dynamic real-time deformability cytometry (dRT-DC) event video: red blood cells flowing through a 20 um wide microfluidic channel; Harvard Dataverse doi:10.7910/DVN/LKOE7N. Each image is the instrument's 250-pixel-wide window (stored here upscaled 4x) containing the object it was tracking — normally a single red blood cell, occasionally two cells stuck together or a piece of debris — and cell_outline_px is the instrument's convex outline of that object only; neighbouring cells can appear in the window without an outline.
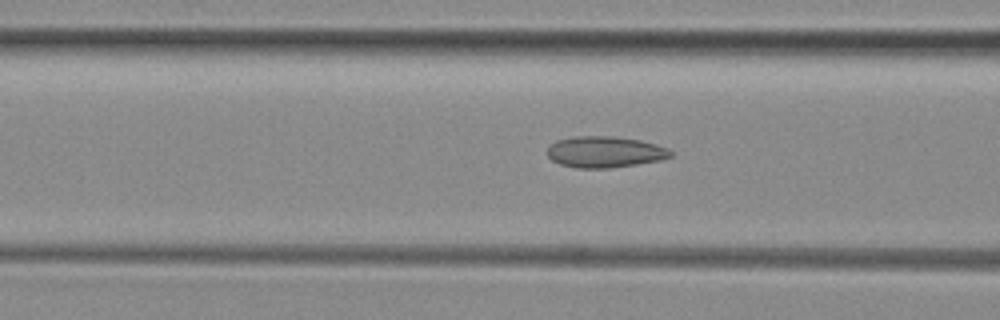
{"species": "common noctule bat (a hibernating species)", "species_latin": "Nyctalus noctula", "temperature_condition": "room temperature", "stored_images_in_passage": 52, "camera_frame_rate_fps": 3000, "um_per_image_px": 0.085, "animal": {"sex": "female", "body_mass_g": 29.2, "forearm_length_mm": 56.3}, "frame": {"image": 1, "passage_image": 20, "time_ms": 6.333, "image_size_px": [1000, 320], "cell_outline_px": [[672, 156], [660, 160], [636, 164], [608, 168], [576, 168], [560, 164], [552, 160], [548, 156], [548, 148], [556, 140], [572, 136], [616, 136], [640, 140], [656, 144], [668, 148], [672, 152]], "centroid_in_image_um": [51.41, 12.91], "position_along_channel_um": 115.2, "area_um2": 22.48}}
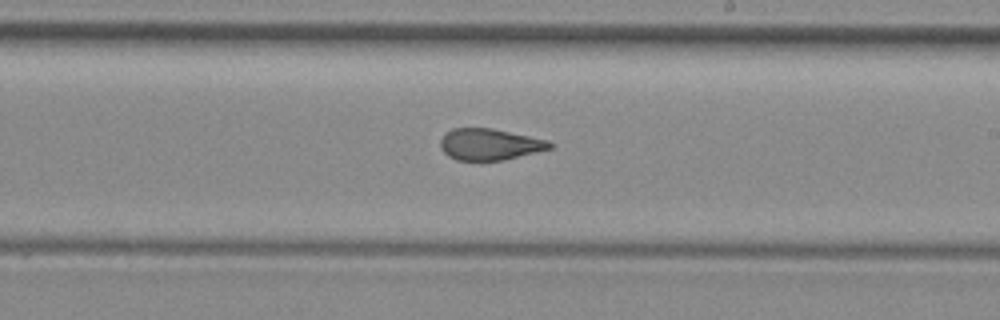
{"frame": {"image": 2, "passage_image": 30, "time_ms": 9.667, "image_size_px": [1000, 320], "cell_outline_px": [[552, 148], [504, 160], [456, 160], [448, 156], [440, 148], [440, 140], [444, 132], [452, 128], [492, 128], [548, 140], [552, 144]], "centroid_in_image_um": [41.57, 12.26], "position_along_channel_um": 247.4, "area_um2": 20.06}}
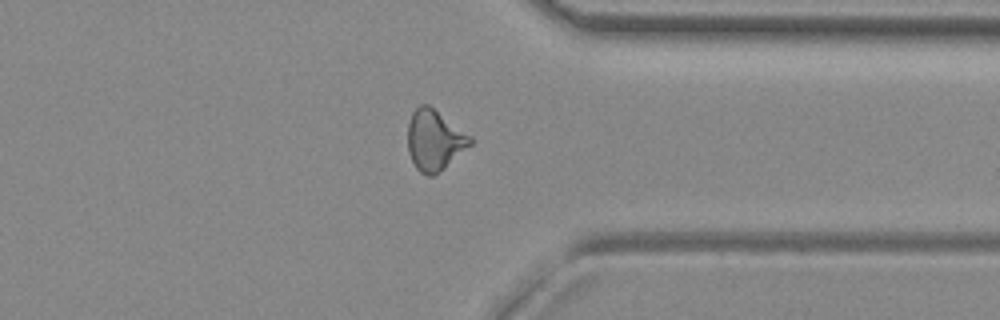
{"frame": {"image": 3, "passage_image": 40, "time_ms": 13.0, "image_size_px": [1000, 320], "cell_outline_px": [[472, 144], [440, 172], [432, 176], [428, 176], [420, 172], [416, 168], [408, 152], [408, 124], [412, 112], [420, 104], [428, 104], [472, 136]], "centroid_in_image_um": [36.93, 11.92], "position_along_channel_um": 374.5, "area_um2": 22.08}, "authors_computed_cell_mechanics": {"area_um2": 21.9929, "velocity_mm_per_s": 3.9674, "shape_relaxation_time_tau1_ms": 7.4462, "shape_relaxation_time_tau2_ms": 1.6389, "deformation_change_tau1": 0.1793, "deformation_change_tau2": 0.0831}}